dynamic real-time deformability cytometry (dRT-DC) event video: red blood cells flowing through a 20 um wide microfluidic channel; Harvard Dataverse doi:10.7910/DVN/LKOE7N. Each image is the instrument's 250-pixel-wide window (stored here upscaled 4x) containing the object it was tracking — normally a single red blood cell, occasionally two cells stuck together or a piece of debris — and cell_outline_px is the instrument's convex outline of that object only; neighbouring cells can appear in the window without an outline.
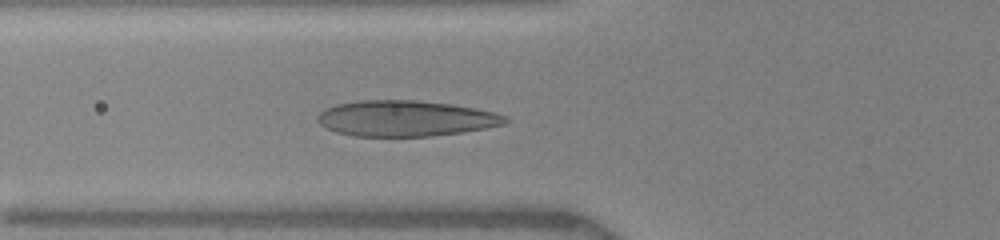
{"species": "human", "species_latin": "Homo sapiens", "temperature_condition": "warm", "stored_images_in_passage": 6, "camera_frame_rate_fps": 3000, "um_per_image_px": 0.085, "donor": {"sex": "female"}, "frame": {"image": 1, "passage_image": 6, "time_ms": 4.667, "image_size_px": [1000, 240], "cell_outline_px": [[508, 120], [504, 124], [464, 132], [432, 136], [352, 136], [336, 132], [324, 128], [316, 120], [320, 112], [324, 108], [336, 104], [360, 100], [416, 100], [452, 104], [476, 108], [508, 116]], "centroid_in_image_um": [34.44, 10.06], "position_along_channel_um": 91.4, "area_um2": 39.36}}